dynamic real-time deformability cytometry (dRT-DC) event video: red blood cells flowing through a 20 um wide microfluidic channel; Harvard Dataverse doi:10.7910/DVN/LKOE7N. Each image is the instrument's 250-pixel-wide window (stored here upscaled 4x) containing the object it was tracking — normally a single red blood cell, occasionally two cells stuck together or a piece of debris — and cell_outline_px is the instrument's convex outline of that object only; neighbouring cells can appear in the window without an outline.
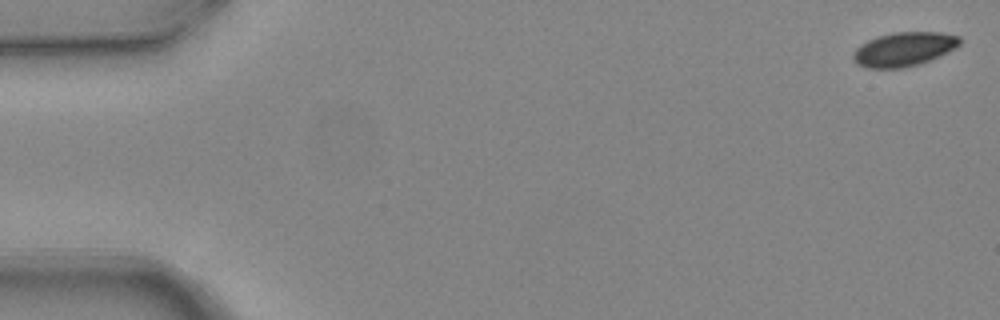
{"species": "common noctule bat (a hibernating species)", "species_latin": "Nyctalus noctula", "temperature_condition": "warm", "stored_images_in_passage": 6, "camera_frame_rate_fps": 3000, "um_per_image_px": 0.085, "animal": {"sex": "female", "body_mass_g": 24.6, "forearm_length_mm": 56.2}, "frame": {"image": 1, "passage_image": 1, "time_ms": 0.0, "image_size_px": [1000, 320], "cell_outline_px": [[960, 44], [956, 48], [940, 56], [920, 64], [904, 68], [868, 68], [856, 64], [852, 60], [852, 52], [860, 44], [868, 40], [892, 32], [940, 32], [960, 36]], "centroid_in_image_um": [76.82, 4.19], "position_along_channel_um": 8.2, "area_um2": 21.39}}
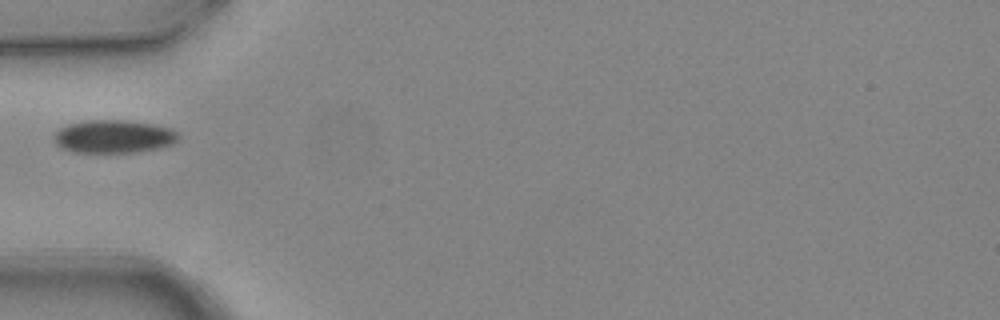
{"frame": {"image": 2, "passage_image": 5, "time_ms": 1.333, "image_size_px": [1000, 320], "cell_outline_px": [[180, 136], [172, 144], [156, 148], [136, 152], [72, 152], [60, 148], [56, 144], [52, 136], [60, 128], [68, 124], [88, 120], [124, 120], [152, 124], [172, 128]], "centroid_in_image_um": [9.62, 11.6], "position_along_channel_um": 75.4, "area_um2": 23.93}}
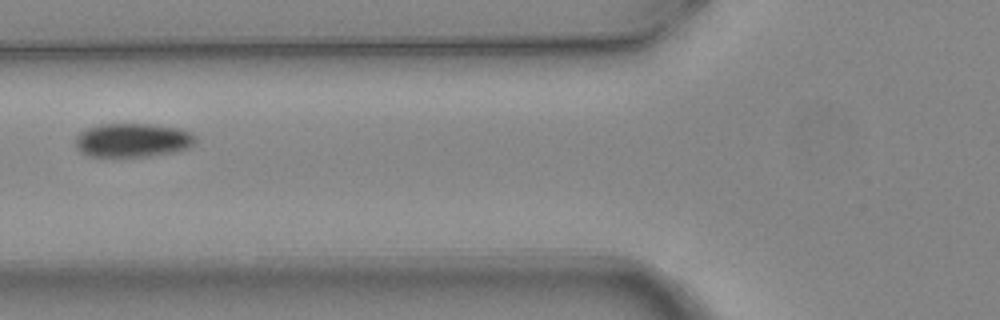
{"frame": {"image": 3, "passage_image": 6, "time_ms": 1.667, "image_size_px": [1000, 320], "cell_outline_px": [[196, 140], [188, 148], [172, 152], [148, 156], [88, 156], [80, 152], [76, 148], [76, 136], [84, 128], [100, 124], [152, 124], [180, 128], [192, 132], [196, 136]], "centroid_in_image_um": [11.26, 11.9], "position_along_channel_um": 114.5, "area_um2": 23.81}}